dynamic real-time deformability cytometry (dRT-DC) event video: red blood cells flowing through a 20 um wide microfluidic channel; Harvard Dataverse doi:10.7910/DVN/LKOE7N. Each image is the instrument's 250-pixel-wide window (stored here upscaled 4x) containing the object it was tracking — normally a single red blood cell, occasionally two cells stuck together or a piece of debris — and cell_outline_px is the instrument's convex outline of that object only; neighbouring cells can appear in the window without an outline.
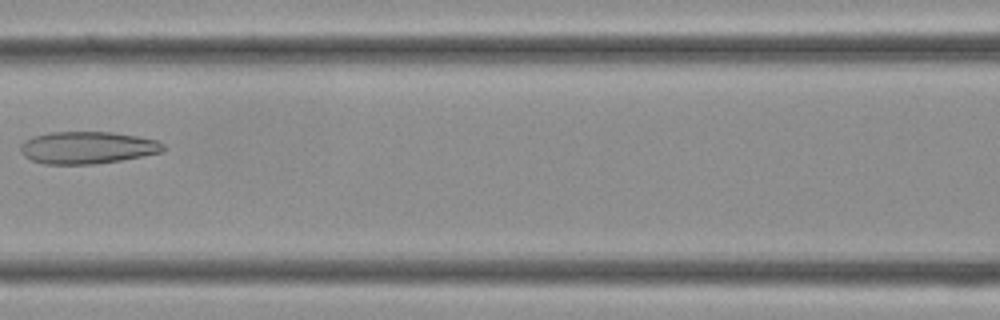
{"species": "Egyptian fruit bat (a non-hibernating species)", "species_latin": "Rousettus aegyptiacus", "temperature_condition": "cold", "stored_images_in_passage": 29, "camera_frame_rate_fps": 3000, "um_per_image_px": 0.085, "frame": {"image": 1, "passage_image": 9, "time_ms": 2.667, "image_size_px": [1000, 320], "cell_outline_px": [[164, 152], [144, 156], [96, 164], [44, 164], [32, 160], [24, 156], [20, 152], [20, 144], [24, 140], [36, 136], [52, 132], [112, 132], [140, 136], [160, 140], [164, 144]], "centroid_in_image_um": [7.47, 12.55], "position_along_channel_um": 159.1, "area_um2": 27.05}}
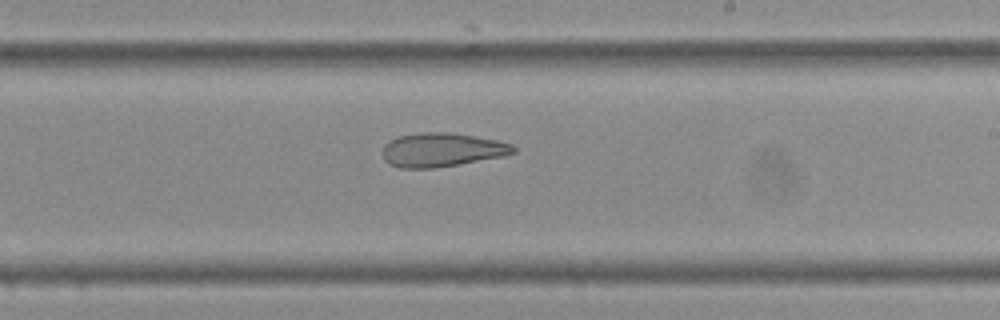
{"frame": {"image": 2, "passage_image": 14, "time_ms": 4.333, "image_size_px": [1000, 320], "cell_outline_px": [[516, 152], [504, 156], [460, 164], [436, 168], [400, 168], [388, 164], [384, 160], [384, 144], [388, 140], [400, 136], [420, 132], [448, 132], [496, 140], [512, 144], [516, 148]], "centroid_in_image_um": [37.55, 12.74], "position_along_channel_um": 251.5, "area_um2": 25.84}}
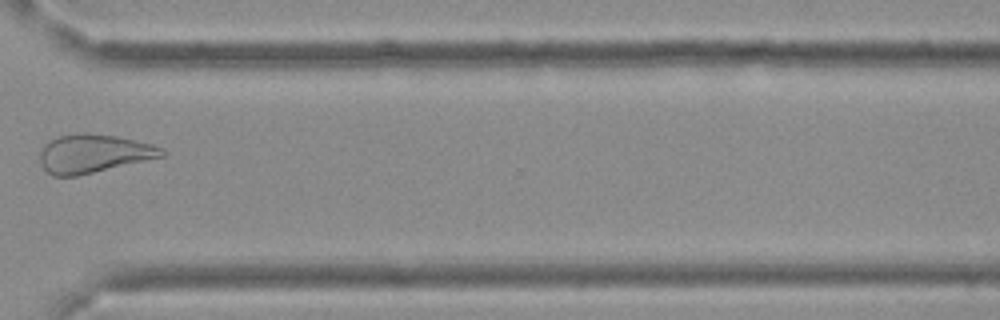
{"frame": {"image": 3, "passage_image": 20, "time_ms": 6.333, "image_size_px": [1000, 320], "cell_outline_px": [[168, 152], [164, 156], [76, 176], [52, 176], [40, 164], [40, 148], [44, 144], [56, 136], [116, 136], [152, 144], [164, 148]], "centroid_in_image_um": [7.96, 13.09], "position_along_channel_um": 362.6, "area_um2": 26.53}}